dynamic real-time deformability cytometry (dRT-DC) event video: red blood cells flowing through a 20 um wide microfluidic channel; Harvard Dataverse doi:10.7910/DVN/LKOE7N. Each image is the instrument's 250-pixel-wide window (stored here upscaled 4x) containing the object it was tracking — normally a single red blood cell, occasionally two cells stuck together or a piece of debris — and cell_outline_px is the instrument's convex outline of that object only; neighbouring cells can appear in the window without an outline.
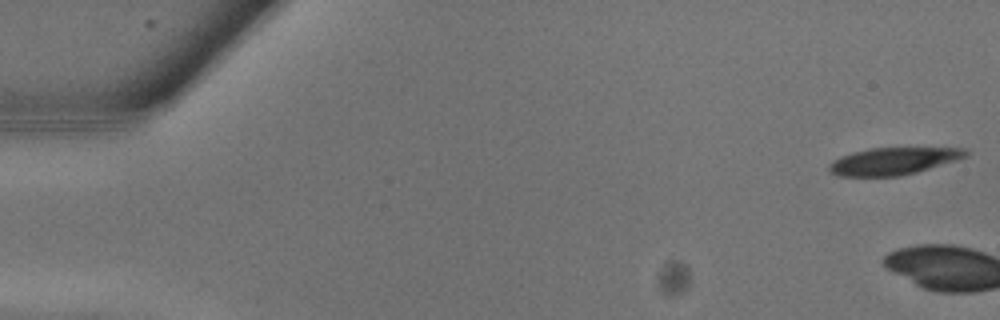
{"species": "common noctule bat (a hibernating species)", "species_latin": "Nyctalus noctula", "temperature_condition": "warm", "stored_images_in_passage": 2, "camera_frame_rate_fps": 3000, "um_per_image_px": 0.085, "animal": {"sex": "male", "body_mass_g": 13.3}, "frame": {"image": 1, "passage_image": 1, "time_ms": 0.0, "image_size_px": [1000, 320], "cell_outline_px": [[968, 156], [916, 172], [900, 176], [836, 176], [828, 168], [828, 164], [832, 160], [840, 156], [852, 152], [868, 148], [964, 148], [968, 152]], "centroid_in_image_um": [75.88, 13.69], "position_along_channel_um": 9.1, "area_um2": 21.56}}